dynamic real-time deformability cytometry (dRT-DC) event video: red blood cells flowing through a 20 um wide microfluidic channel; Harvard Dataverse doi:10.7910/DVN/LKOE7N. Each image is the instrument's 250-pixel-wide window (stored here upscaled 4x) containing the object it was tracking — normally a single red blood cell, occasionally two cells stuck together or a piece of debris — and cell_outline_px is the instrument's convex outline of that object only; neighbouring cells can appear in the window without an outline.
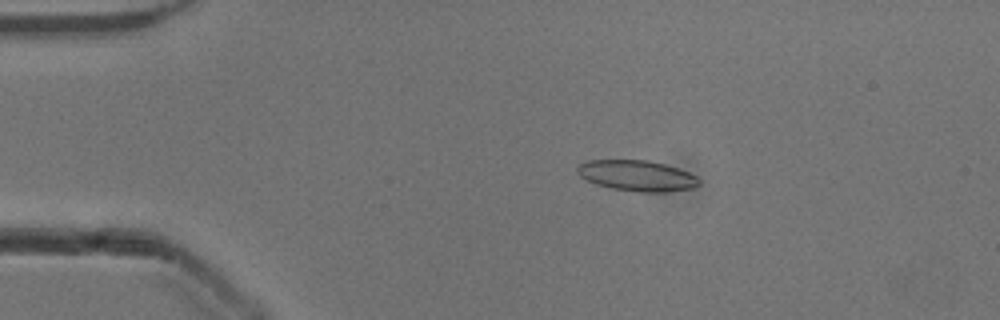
{"species": "common noctule bat (a hibernating species)", "species_latin": "Nyctalus noctula", "temperature_condition": "cold", "stored_images_in_passage": 52, "camera_frame_rate_fps": 3000, "um_per_image_px": 0.085, "animal": {"sex": "male", "body_mass_g": 13.3}, "frame": {"image": 1, "passage_image": 10, "time_ms": 3.0, "image_size_px": [1000, 320], "cell_outline_px": [[700, 184], [696, 188], [664, 192], [640, 192], [612, 188], [596, 184], [580, 176], [576, 172], [576, 168], [580, 164], [588, 160], [648, 160], [664, 164], [688, 172], [696, 176], [700, 180]], "centroid_in_image_um": [54.16, 14.93], "position_along_channel_um": 30.8, "area_um2": 21.79}}
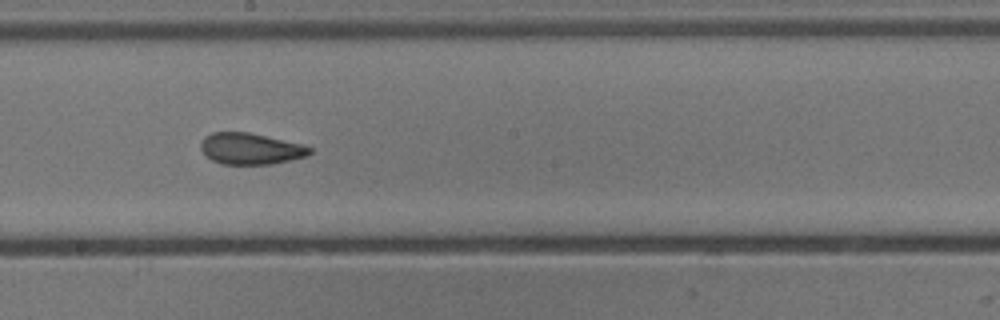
{"frame": {"image": 2, "passage_image": 29, "time_ms": 9.333, "image_size_px": [1000, 320], "cell_outline_px": [[312, 152], [308, 156], [272, 164], [220, 164], [204, 156], [200, 148], [200, 144], [204, 136], [212, 132], [248, 132], [304, 144], [312, 148]], "centroid_in_image_um": [21.29, 12.64], "position_along_channel_um": 226.9, "area_um2": 20.17}}
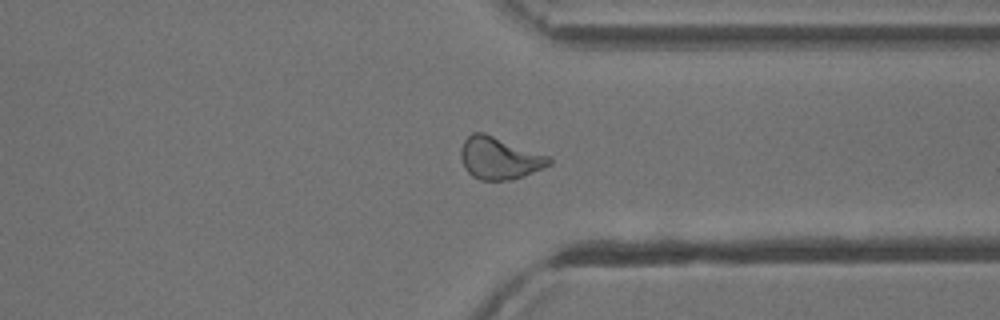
{"frame": {"image": 3, "passage_image": 40, "time_ms": 13.0, "image_size_px": [1000, 320], "cell_outline_px": [[552, 164], [524, 176], [512, 180], [480, 180], [472, 176], [464, 168], [460, 156], [460, 148], [464, 140], [472, 132], [484, 132], [548, 156], [552, 160]], "centroid_in_image_um": [42.42, 13.45], "position_along_channel_um": 369.0, "area_um2": 21.73}, "authors_computed_cell_mechanics": {"area_um2": 21.0681, "velocity_mm_per_s": 3.9071, "shape_relaxation_time_tau1_ms": 9.1573, "shape_relaxation_time_tau2_ms": 0.9733, "deformation_change_tau1": 0.2149, "deformation_change_tau2": 0.0608}}